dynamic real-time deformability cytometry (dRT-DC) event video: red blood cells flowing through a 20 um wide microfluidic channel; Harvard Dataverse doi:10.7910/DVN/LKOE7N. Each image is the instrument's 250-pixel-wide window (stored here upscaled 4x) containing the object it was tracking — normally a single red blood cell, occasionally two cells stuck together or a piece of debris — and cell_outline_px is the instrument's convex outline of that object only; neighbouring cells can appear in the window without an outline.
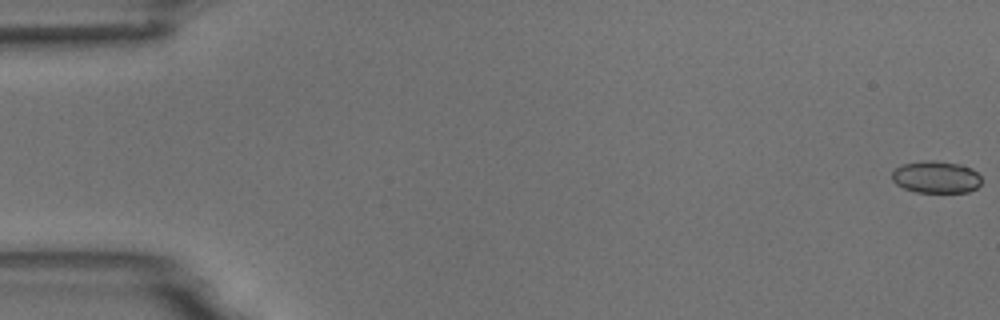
{"species": "common noctule bat (a hibernating species)", "species_latin": "Nyctalus noctula", "temperature_condition": "room temperature", "stored_images_in_passage": 6, "camera_frame_rate_fps": 3000, "um_per_image_px": 0.085, "animal": {"sex": "male", "body_mass_g": 18.8}, "frame": {"image": 1, "passage_image": 1, "time_ms": 0.0, "image_size_px": [1000, 320], "cell_outline_px": [[980, 184], [976, 188], [968, 192], [916, 192], [904, 188], [896, 184], [892, 180], [892, 172], [896, 168], [904, 164], [924, 160], [932, 160], [960, 164], [972, 168], [980, 176]], "centroid_in_image_um": [79.56, 15.05], "position_along_channel_um": 5.4, "area_um2": 16.7}}
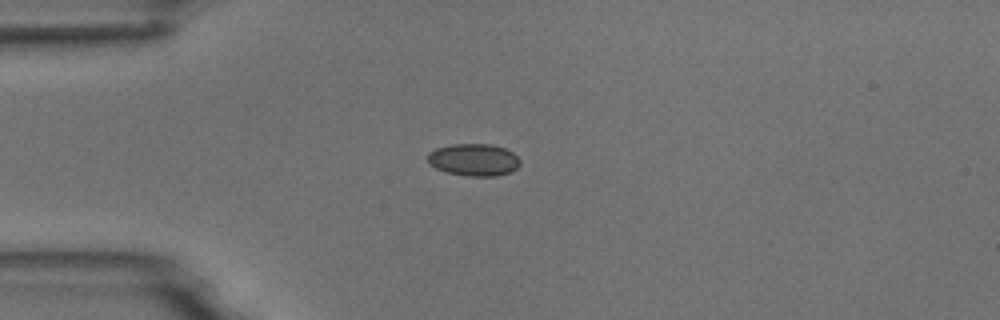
{"frame": {"image": 2, "passage_image": 5, "time_ms": 4.667, "image_size_px": [1000, 320], "cell_outline_px": [[520, 164], [516, 168], [508, 172], [496, 176], [468, 176], [448, 172], [436, 168], [428, 164], [428, 152], [436, 148], [452, 144], [488, 144], [504, 148], [512, 152], [520, 160]], "centroid_in_image_um": [40.25, 13.58], "position_along_channel_um": 44.8, "area_um2": 17.22}}
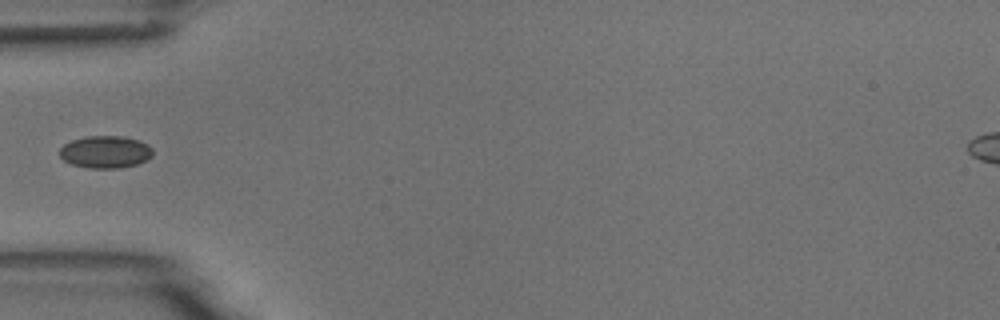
{"frame": {"image": 3, "passage_image": 6, "time_ms": 6.0, "image_size_px": [1000, 320], "cell_outline_px": [[152, 156], [136, 164], [120, 168], [88, 168], [72, 164], [64, 160], [60, 156], [60, 148], [64, 144], [72, 140], [88, 136], [124, 136], [148, 144], [152, 148]], "centroid_in_image_um": [8.95, 12.91], "position_along_channel_um": 76.1, "area_um2": 17.4}}